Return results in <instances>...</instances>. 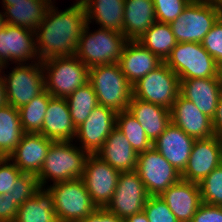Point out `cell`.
<instances>
[{"label":"cell","mask_w":222,"mask_h":222,"mask_svg":"<svg viewBox=\"0 0 222 222\" xmlns=\"http://www.w3.org/2000/svg\"><path fill=\"white\" fill-rule=\"evenodd\" d=\"M54 1L35 30L39 61L52 57L74 56L87 24L81 1H76L68 8L59 11Z\"/></svg>","instance_id":"cell-1"},{"label":"cell","mask_w":222,"mask_h":222,"mask_svg":"<svg viewBox=\"0 0 222 222\" xmlns=\"http://www.w3.org/2000/svg\"><path fill=\"white\" fill-rule=\"evenodd\" d=\"M73 142H52L43 166L36 176L39 187H47L49 181L53 184L82 178L89 154Z\"/></svg>","instance_id":"cell-2"},{"label":"cell","mask_w":222,"mask_h":222,"mask_svg":"<svg viewBox=\"0 0 222 222\" xmlns=\"http://www.w3.org/2000/svg\"><path fill=\"white\" fill-rule=\"evenodd\" d=\"M89 83L97 95L99 105L110 108L116 113L128 110L133 97V87L118 63L91 67Z\"/></svg>","instance_id":"cell-3"},{"label":"cell","mask_w":222,"mask_h":222,"mask_svg":"<svg viewBox=\"0 0 222 222\" xmlns=\"http://www.w3.org/2000/svg\"><path fill=\"white\" fill-rule=\"evenodd\" d=\"M86 24L75 52L88 68L110 63H118L125 43L128 41L119 32L99 28L90 32Z\"/></svg>","instance_id":"cell-4"},{"label":"cell","mask_w":222,"mask_h":222,"mask_svg":"<svg viewBox=\"0 0 222 222\" xmlns=\"http://www.w3.org/2000/svg\"><path fill=\"white\" fill-rule=\"evenodd\" d=\"M41 62L45 90L53 97L67 98L89 82L90 68L75 55L52 57Z\"/></svg>","instance_id":"cell-5"},{"label":"cell","mask_w":222,"mask_h":222,"mask_svg":"<svg viewBox=\"0 0 222 222\" xmlns=\"http://www.w3.org/2000/svg\"><path fill=\"white\" fill-rule=\"evenodd\" d=\"M47 188L53 195L58 222H82L97 208L82 178L50 182Z\"/></svg>","instance_id":"cell-6"},{"label":"cell","mask_w":222,"mask_h":222,"mask_svg":"<svg viewBox=\"0 0 222 222\" xmlns=\"http://www.w3.org/2000/svg\"><path fill=\"white\" fill-rule=\"evenodd\" d=\"M164 63L179 80L217 77V63L201 43H177Z\"/></svg>","instance_id":"cell-7"},{"label":"cell","mask_w":222,"mask_h":222,"mask_svg":"<svg viewBox=\"0 0 222 222\" xmlns=\"http://www.w3.org/2000/svg\"><path fill=\"white\" fill-rule=\"evenodd\" d=\"M5 66L1 67L7 104L19 109L26 105L44 89V71L41 61L29 64H17L5 74Z\"/></svg>","instance_id":"cell-8"},{"label":"cell","mask_w":222,"mask_h":222,"mask_svg":"<svg viewBox=\"0 0 222 222\" xmlns=\"http://www.w3.org/2000/svg\"><path fill=\"white\" fill-rule=\"evenodd\" d=\"M219 18L213 2L190 1L170 26L178 43H201Z\"/></svg>","instance_id":"cell-9"},{"label":"cell","mask_w":222,"mask_h":222,"mask_svg":"<svg viewBox=\"0 0 222 222\" xmlns=\"http://www.w3.org/2000/svg\"><path fill=\"white\" fill-rule=\"evenodd\" d=\"M133 97L172 108L180 91L179 76L164 62L132 85Z\"/></svg>","instance_id":"cell-10"},{"label":"cell","mask_w":222,"mask_h":222,"mask_svg":"<svg viewBox=\"0 0 222 222\" xmlns=\"http://www.w3.org/2000/svg\"><path fill=\"white\" fill-rule=\"evenodd\" d=\"M136 171L150 196H158L179 182L178 172L153 146L138 154Z\"/></svg>","instance_id":"cell-11"},{"label":"cell","mask_w":222,"mask_h":222,"mask_svg":"<svg viewBox=\"0 0 222 222\" xmlns=\"http://www.w3.org/2000/svg\"><path fill=\"white\" fill-rule=\"evenodd\" d=\"M149 196L136 170L120 172L114 195L105 208L125 220L141 213Z\"/></svg>","instance_id":"cell-12"},{"label":"cell","mask_w":222,"mask_h":222,"mask_svg":"<svg viewBox=\"0 0 222 222\" xmlns=\"http://www.w3.org/2000/svg\"><path fill=\"white\" fill-rule=\"evenodd\" d=\"M11 64H29L39 61L35 31L6 24L0 30V67Z\"/></svg>","instance_id":"cell-13"},{"label":"cell","mask_w":222,"mask_h":222,"mask_svg":"<svg viewBox=\"0 0 222 222\" xmlns=\"http://www.w3.org/2000/svg\"><path fill=\"white\" fill-rule=\"evenodd\" d=\"M120 171L103 161L96 154L87 156L82 179L92 202L99 208L106 207L117 187Z\"/></svg>","instance_id":"cell-14"},{"label":"cell","mask_w":222,"mask_h":222,"mask_svg":"<svg viewBox=\"0 0 222 222\" xmlns=\"http://www.w3.org/2000/svg\"><path fill=\"white\" fill-rule=\"evenodd\" d=\"M116 112L97 105L91 114L76 128L75 143L88 154H96L116 127Z\"/></svg>","instance_id":"cell-15"},{"label":"cell","mask_w":222,"mask_h":222,"mask_svg":"<svg viewBox=\"0 0 222 222\" xmlns=\"http://www.w3.org/2000/svg\"><path fill=\"white\" fill-rule=\"evenodd\" d=\"M222 164V138L214 135L196 139L181 178L199 184L216 167Z\"/></svg>","instance_id":"cell-16"},{"label":"cell","mask_w":222,"mask_h":222,"mask_svg":"<svg viewBox=\"0 0 222 222\" xmlns=\"http://www.w3.org/2000/svg\"><path fill=\"white\" fill-rule=\"evenodd\" d=\"M195 140L171 122L152 143V146L182 174L187 166Z\"/></svg>","instance_id":"cell-17"},{"label":"cell","mask_w":222,"mask_h":222,"mask_svg":"<svg viewBox=\"0 0 222 222\" xmlns=\"http://www.w3.org/2000/svg\"><path fill=\"white\" fill-rule=\"evenodd\" d=\"M170 112L171 122L189 136L195 139H206L215 135L212 119L180 94L173 103Z\"/></svg>","instance_id":"cell-18"},{"label":"cell","mask_w":222,"mask_h":222,"mask_svg":"<svg viewBox=\"0 0 222 222\" xmlns=\"http://www.w3.org/2000/svg\"><path fill=\"white\" fill-rule=\"evenodd\" d=\"M52 142L40 133H24L18 146L8 158L22 173L37 176Z\"/></svg>","instance_id":"cell-19"},{"label":"cell","mask_w":222,"mask_h":222,"mask_svg":"<svg viewBox=\"0 0 222 222\" xmlns=\"http://www.w3.org/2000/svg\"><path fill=\"white\" fill-rule=\"evenodd\" d=\"M179 222H191L202 204L197 183L180 180L159 195Z\"/></svg>","instance_id":"cell-20"},{"label":"cell","mask_w":222,"mask_h":222,"mask_svg":"<svg viewBox=\"0 0 222 222\" xmlns=\"http://www.w3.org/2000/svg\"><path fill=\"white\" fill-rule=\"evenodd\" d=\"M40 134L53 142L74 141L76 127L66 98L53 96L50 98Z\"/></svg>","instance_id":"cell-21"},{"label":"cell","mask_w":222,"mask_h":222,"mask_svg":"<svg viewBox=\"0 0 222 222\" xmlns=\"http://www.w3.org/2000/svg\"><path fill=\"white\" fill-rule=\"evenodd\" d=\"M162 63L156 54L138 41H127L118 61L121 71L132 85Z\"/></svg>","instance_id":"cell-22"},{"label":"cell","mask_w":222,"mask_h":222,"mask_svg":"<svg viewBox=\"0 0 222 222\" xmlns=\"http://www.w3.org/2000/svg\"><path fill=\"white\" fill-rule=\"evenodd\" d=\"M179 94L211 119L214 118L221 89L217 77L180 80Z\"/></svg>","instance_id":"cell-23"},{"label":"cell","mask_w":222,"mask_h":222,"mask_svg":"<svg viewBox=\"0 0 222 222\" xmlns=\"http://www.w3.org/2000/svg\"><path fill=\"white\" fill-rule=\"evenodd\" d=\"M128 111L136 118L153 143L171 123L170 109L135 97L130 100Z\"/></svg>","instance_id":"cell-24"},{"label":"cell","mask_w":222,"mask_h":222,"mask_svg":"<svg viewBox=\"0 0 222 222\" xmlns=\"http://www.w3.org/2000/svg\"><path fill=\"white\" fill-rule=\"evenodd\" d=\"M96 155L120 172L137 168L138 154L117 127L112 130Z\"/></svg>","instance_id":"cell-25"},{"label":"cell","mask_w":222,"mask_h":222,"mask_svg":"<svg viewBox=\"0 0 222 222\" xmlns=\"http://www.w3.org/2000/svg\"><path fill=\"white\" fill-rule=\"evenodd\" d=\"M156 22L153 0H124L123 35L137 41Z\"/></svg>","instance_id":"cell-26"},{"label":"cell","mask_w":222,"mask_h":222,"mask_svg":"<svg viewBox=\"0 0 222 222\" xmlns=\"http://www.w3.org/2000/svg\"><path fill=\"white\" fill-rule=\"evenodd\" d=\"M87 23L123 34L124 0H81ZM95 20V21H94Z\"/></svg>","instance_id":"cell-27"},{"label":"cell","mask_w":222,"mask_h":222,"mask_svg":"<svg viewBox=\"0 0 222 222\" xmlns=\"http://www.w3.org/2000/svg\"><path fill=\"white\" fill-rule=\"evenodd\" d=\"M14 222H58L52 193L39 187L17 210Z\"/></svg>","instance_id":"cell-28"},{"label":"cell","mask_w":222,"mask_h":222,"mask_svg":"<svg viewBox=\"0 0 222 222\" xmlns=\"http://www.w3.org/2000/svg\"><path fill=\"white\" fill-rule=\"evenodd\" d=\"M52 2V0H28L5 6L3 13L6 24L35 31Z\"/></svg>","instance_id":"cell-29"},{"label":"cell","mask_w":222,"mask_h":222,"mask_svg":"<svg viewBox=\"0 0 222 222\" xmlns=\"http://www.w3.org/2000/svg\"><path fill=\"white\" fill-rule=\"evenodd\" d=\"M24 131L19 111L10 104L0 107V157H9L18 146Z\"/></svg>","instance_id":"cell-30"},{"label":"cell","mask_w":222,"mask_h":222,"mask_svg":"<svg viewBox=\"0 0 222 222\" xmlns=\"http://www.w3.org/2000/svg\"><path fill=\"white\" fill-rule=\"evenodd\" d=\"M137 41L163 62L178 43L170 24L157 21Z\"/></svg>","instance_id":"cell-31"},{"label":"cell","mask_w":222,"mask_h":222,"mask_svg":"<svg viewBox=\"0 0 222 222\" xmlns=\"http://www.w3.org/2000/svg\"><path fill=\"white\" fill-rule=\"evenodd\" d=\"M52 96L44 89L26 105L18 109L24 133H40L49 100Z\"/></svg>","instance_id":"cell-32"},{"label":"cell","mask_w":222,"mask_h":222,"mask_svg":"<svg viewBox=\"0 0 222 222\" xmlns=\"http://www.w3.org/2000/svg\"><path fill=\"white\" fill-rule=\"evenodd\" d=\"M66 99L76 128L86 121L93 109L98 105L97 95L89 82L76 89Z\"/></svg>","instance_id":"cell-33"},{"label":"cell","mask_w":222,"mask_h":222,"mask_svg":"<svg viewBox=\"0 0 222 222\" xmlns=\"http://www.w3.org/2000/svg\"><path fill=\"white\" fill-rule=\"evenodd\" d=\"M116 127L127 138L137 154L152 147V142L146 136L144 129L128 110L116 114Z\"/></svg>","instance_id":"cell-34"},{"label":"cell","mask_w":222,"mask_h":222,"mask_svg":"<svg viewBox=\"0 0 222 222\" xmlns=\"http://www.w3.org/2000/svg\"><path fill=\"white\" fill-rule=\"evenodd\" d=\"M202 203L222 206V164L199 184Z\"/></svg>","instance_id":"cell-35"},{"label":"cell","mask_w":222,"mask_h":222,"mask_svg":"<svg viewBox=\"0 0 222 222\" xmlns=\"http://www.w3.org/2000/svg\"><path fill=\"white\" fill-rule=\"evenodd\" d=\"M191 0H153L156 21L170 24L189 4Z\"/></svg>","instance_id":"cell-36"},{"label":"cell","mask_w":222,"mask_h":222,"mask_svg":"<svg viewBox=\"0 0 222 222\" xmlns=\"http://www.w3.org/2000/svg\"><path fill=\"white\" fill-rule=\"evenodd\" d=\"M143 211L149 222H179L159 195L149 196Z\"/></svg>","instance_id":"cell-37"},{"label":"cell","mask_w":222,"mask_h":222,"mask_svg":"<svg viewBox=\"0 0 222 222\" xmlns=\"http://www.w3.org/2000/svg\"><path fill=\"white\" fill-rule=\"evenodd\" d=\"M39 188L37 177L29 173H22L16 180L11 196L16 199L18 206L31 198Z\"/></svg>","instance_id":"cell-38"},{"label":"cell","mask_w":222,"mask_h":222,"mask_svg":"<svg viewBox=\"0 0 222 222\" xmlns=\"http://www.w3.org/2000/svg\"><path fill=\"white\" fill-rule=\"evenodd\" d=\"M204 49L214 58L217 65L222 64V18H219L201 42Z\"/></svg>","instance_id":"cell-39"},{"label":"cell","mask_w":222,"mask_h":222,"mask_svg":"<svg viewBox=\"0 0 222 222\" xmlns=\"http://www.w3.org/2000/svg\"><path fill=\"white\" fill-rule=\"evenodd\" d=\"M21 174V170L8 157H0V194L11 193Z\"/></svg>","instance_id":"cell-40"},{"label":"cell","mask_w":222,"mask_h":222,"mask_svg":"<svg viewBox=\"0 0 222 222\" xmlns=\"http://www.w3.org/2000/svg\"><path fill=\"white\" fill-rule=\"evenodd\" d=\"M191 222H222V206L202 203Z\"/></svg>","instance_id":"cell-41"},{"label":"cell","mask_w":222,"mask_h":222,"mask_svg":"<svg viewBox=\"0 0 222 222\" xmlns=\"http://www.w3.org/2000/svg\"><path fill=\"white\" fill-rule=\"evenodd\" d=\"M18 208L10 192L0 194V222H14Z\"/></svg>","instance_id":"cell-42"},{"label":"cell","mask_w":222,"mask_h":222,"mask_svg":"<svg viewBox=\"0 0 222 222\" xmlns=\"http://www.w3.org/2000/svg\"><path fill=\"white\" fill-rule=\"evenodd\" d=\"M82 222H124V220L109 212L105 207H97Z\"/></svg>","instance_id":"cell-43"},{"label":"cell","mask_w":222,"mask_h":222,"mask_svg":"<svg viewBox=\"0 0 222 222\" xmlns=\"http://www.w3.org/2000/svg\"><path fill=\"white\" fill-rule=\"evenodd\" d=\"M212 127L214 134L217 137L222 138V93L218 100L214 118L212 119Z\"/></svg>","instance_id":"cell-44"},{"label":"cell","mask_w":222,"mask_h":222,"mask_svg":"<svg viewBox=\"0 0 222 222\" xmlns=\"http://www.w3.org/2000/svg\"><path fill=\"white\" fill-rule=\"evenodd\" d=\"M124 222H149V219L147 218L144 211H142L141 213L129 216L127 219L124 220Z\"/></svg>","instance_id":"cell-45"},{"label":"cell","mask_w":222,"mask_h":222,"mask_svg":"<svg viewBox=\"0 0 222 222\" xmlns=\"http://www.w3.org/2000/svg\"><path fill=\"white\" fill-rule=\"evenodd\" d=\"M2 74L3 73L0 68V107L7 103L6 92H5V83H4V79H3Z\"/></svg>","instance_id":"cell-46"},{"label":"cell","mask_w":222,"mask_h":222,"mask_svg":"<svg viewBox=\"0 0 222 222\" xmlns=\"http://www.w3.org/2000/svg\"><path fill=\"white\" fill-rule=\"evenodd\" d=\"M217 79L222 93V64L217 67Z\"/></svg>","instance_id":"cell-47"},{"label":"cell","mask_w":222,"mask_h":222,"mask_svg":"<svg viewBox=\"0 0 222 222\" xmlns=\"http://www.w3.org/2000/svg\"><path fill=\"white\" fill-rule=\"evenodd\" d=\"M28 0H2V8L13 5L14 3L27 2Z\"/></svg>","instance_id":"cell-48"},{"label":"cell","mask_w":222,"mask_h":222,"mask_svg":"<svg viewBox=\"0 0 222 222\" xmlns=\"http://www.w3.org/2000/svg\"><path fill=\"white\" fill-rule=\"evenodd\" d=\"M213 3L219 13L220 18H222V0H214Z\"/></svg>","instance_id":"cell-49"},{"label":"cell","mask_w":222,"mask_h":222,"mask_svg":"<svg viewBox=\"0 0 222 222\" xmlns=\"http://www.w3.org/2000/svg\"><path fill=\"white\" fill-rule=\"evenodd\" d=\"M6 25V20L4 17V13L1 11L0 12V30L3 29Z\"/></svg>","instance_id":"cell-50"},{"label":"cell","mask_w":222,"mask_h":222,"mask_svg":"<svg viewBox=\"0 0 222 222\" xmlns=\"http://www.w3.org/2000/svg\"><path fill=\"white\" fill-rule=\"evenodd\" d=\"M191 1H204V2H213L214 0H191Z\"/></svg>","instance_id":"cell-51"}]
</instances>
